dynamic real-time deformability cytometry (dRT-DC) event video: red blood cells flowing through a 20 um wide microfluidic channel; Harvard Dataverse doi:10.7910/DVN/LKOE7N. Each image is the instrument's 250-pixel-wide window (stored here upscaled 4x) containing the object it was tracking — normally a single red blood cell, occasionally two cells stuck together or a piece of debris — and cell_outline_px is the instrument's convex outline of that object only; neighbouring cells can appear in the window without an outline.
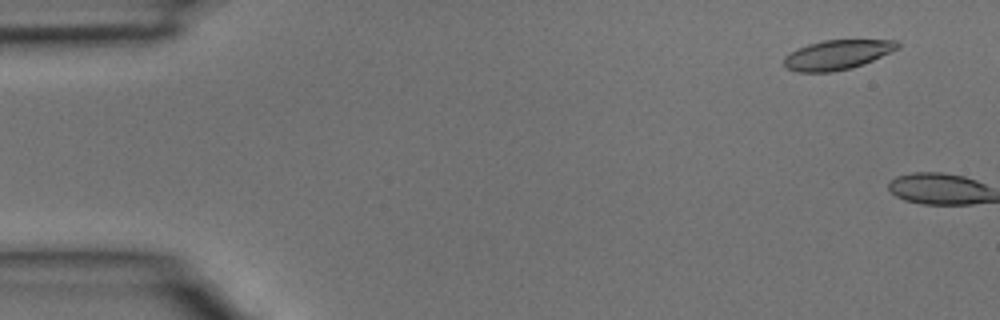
{"species": "common noctule bat (a hibernating species)", "species_latin": "Nyctalus noctula", "temperature_condition": "room temperature", "stored_images_in_passage": 4, "camera_frame_rate_fps": 3000, "um_per_image_px": 0.085, "animal": {"sex": "male", "body_mass_g": 15.6}, "frame": {"image": 1, "passage_image": 1, "time_ms": 0.0, "image_size_px": [1000, 320], "cell_outline_px": [[900, 48], [864, 64], [852, 68], [832, 72], [796, 72], [784, 68], [784, 56], [796, 48], [808, 44], [824, 40], [896, 40], [900, 44]], "centroid_in_image_um": [71.14, 4.66], "position_along_channel_um": 13.9, "area_um2": 19.83}}
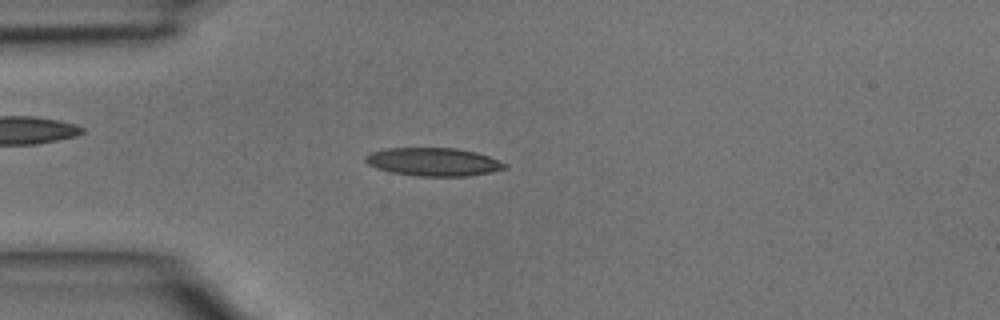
{"frame": {"image": 2, "passage_image": 4, "time_ms": 1.0, "image_size_px": [1000, 320], "cell_outline_px": [[508, 168], [468, 176], [416, 176], [392, 172], [376, 168], [368, 164], [364, 160], [364, 156], [372, 152], [388, 148], [456, 148], [476, 152], [488, 156], [508, 164]], "centroid_in_image_um": [36.84, 13.76], "position_along_channel_um": 48.2, "area_um2": 22.83}}